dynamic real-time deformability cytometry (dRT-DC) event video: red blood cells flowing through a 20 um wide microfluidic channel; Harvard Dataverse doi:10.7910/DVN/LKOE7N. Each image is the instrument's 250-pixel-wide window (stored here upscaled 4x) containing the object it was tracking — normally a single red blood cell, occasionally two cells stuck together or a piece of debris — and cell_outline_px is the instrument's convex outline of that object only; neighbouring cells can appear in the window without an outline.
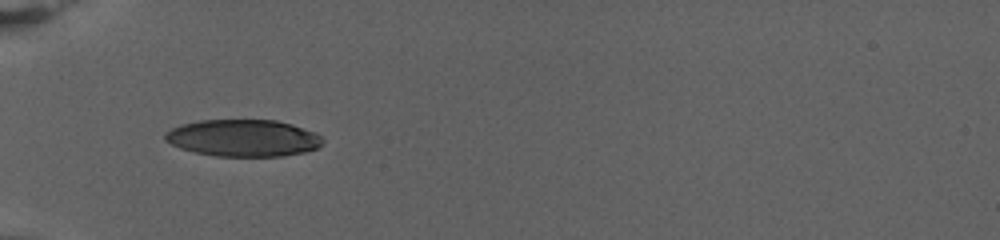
{"species": "human", "species_latin": "Homo sapiens", "temperature_condition": "warm", "stored_images_in_passage": 52, "camera_frame_rate_fps": 3000, "um_per_image_px": 0.085, "donor": {"sex": "female"}, "frame": {"image": 1, "passage_image": 1, "time_ms": 0.0, "image_size_px": [1000, 240], "cell_outline_px": [[324, 140], [316, 148], [304, 152], [284, 156], [216, 156], [196, 152], [180, 148], [164, 140], [164, 132], [180, 124], [200, 120], [276, 120], [292, 124], [316, 132], [324, 136]], "centroid_in_image_um": [20.68, 11.72], "position_along_channel_um": 64.3, "area_um2": 34.1}}
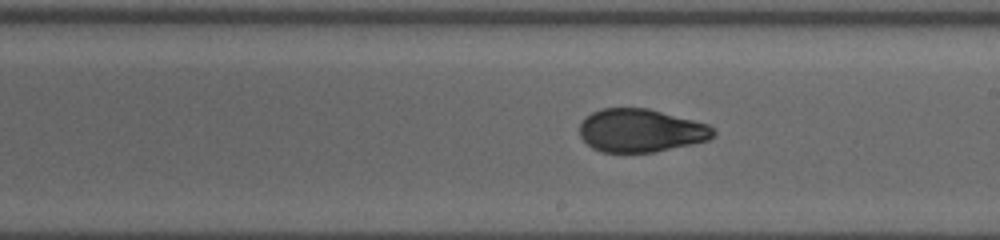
{"frame": {"image": 2, "passage_image": 21, "time_ms": 6.667, "image_size_px": [1000, 240], "cell_outline_px": [[716, 132], [708, 140], [656, 152], [600, 152], [592, 148], [580, 136], [580, 124], [592, 112], [600, 108], [648, 108], [708, 124]], "centroid_in_image_um": [54.45, 11.1], "position_along_channel_um": 234.5, "area_um2": 33.47}}
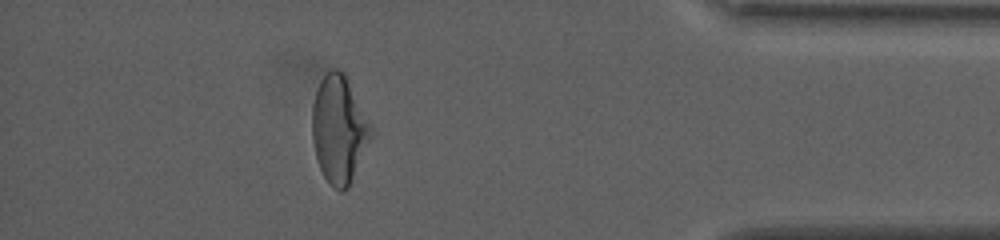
{"frame": {"image": 3, "passage_image": 44, "time_ms": 14.333, "image_size_px": [1000, 240], "cell_outline_px": [[372, 136], [348, 188], [344, 192], [340, 192], [328, 184], [320, 168], [316, 156], [312, 140], [312, 104], [320, 80], [332, 68], [336, 68], [344, 72], [372, 124]], "centroid_in_image_um": [28.82, 11.0], "position_along_channel_um": 406.4, "area_um2": 36.99}, "authors_computed_cell_mechanics": {"area_um2": 34.5933, "velocity_mm_per_s": 2.676, "shape_relaxation_time_tau1_ms": null, "shape_relaxation_time_tau2_ms": 1.5464, "deformation_change_tau1": null, "deformation_change_tau2": 0.0599}}